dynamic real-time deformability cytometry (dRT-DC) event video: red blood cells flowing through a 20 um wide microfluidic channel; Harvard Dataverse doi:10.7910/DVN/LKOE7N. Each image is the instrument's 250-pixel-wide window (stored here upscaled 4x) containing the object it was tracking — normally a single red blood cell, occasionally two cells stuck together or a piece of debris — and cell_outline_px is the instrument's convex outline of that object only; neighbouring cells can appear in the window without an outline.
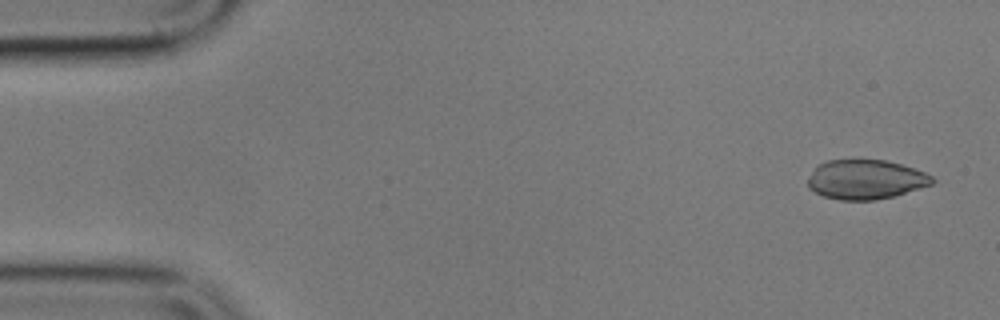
{"species": "common noctule bat (a hibernating species)", "species_latin": "Nyctalus noctula", "temperature_condition": "cold", "stored_images_in_passage": 5, "camera_frame_rate_fps": 3000, "um_per_image_px": 0.085, "animal": {"sex": "male", "body_mass_g": 17.9}, "frame": {"image": 1, "passage_image": 1, "time_ms": 0.0, "image_size_px": [1000, 320], "cell_outline_px": [[936, 180], [932, 184], [920, 188], [892, 196], [876, 200], [840, 200], [824, 196], [808, 188], [808, 180], [812, 172], [820, 164], [828, 160], [884, 160], [900, 164], [924, 172], [932, 176]], "centroid_in_image_um": [73.58, 15.26], "position_along_channel_um": 11.4, "area_um2": 28.26}}